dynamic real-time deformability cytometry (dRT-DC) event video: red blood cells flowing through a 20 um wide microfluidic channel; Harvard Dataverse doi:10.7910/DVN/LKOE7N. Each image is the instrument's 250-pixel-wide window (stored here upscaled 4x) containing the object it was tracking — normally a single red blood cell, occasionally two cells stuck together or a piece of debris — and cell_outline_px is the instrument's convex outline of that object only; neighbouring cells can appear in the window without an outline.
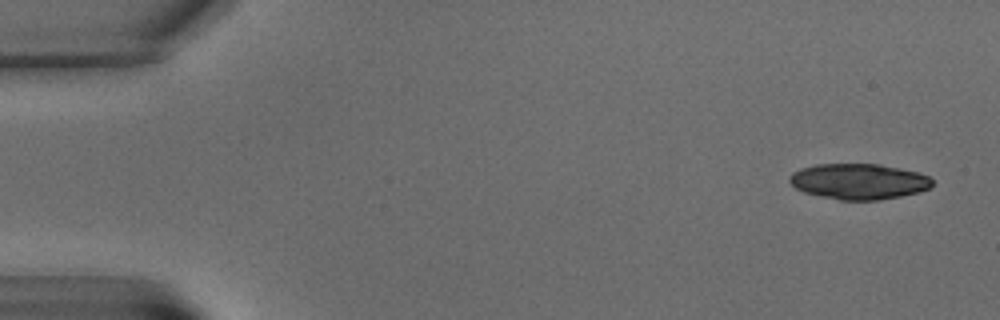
{"species": "common noctule bat (a hibernating species)", "species_latin": "Nyctalus noctula", "temperature_condition": "warm", "stored_images_in_passage": 9, "camera_frame_rate_fps": 3000, "um_per_image_px": 0.085, "animal": {"sex": "male", "body_mass_g": 15.6}, "frame": {"image": 1, "passage_image": 1, "time_ms": 0.0, "image_size_px": [1000, 320], "cell_outline_px": [[932, 188], [920, 192], [900, 196], [876, 200], [840, 200], [804, 192], [796, 188], [788, 180], [788, 176], [792, 172], [800, 168], [816, 164], [880, 164], [900, 168], [916, 172], [928, 176], [932, 180]], "centroid_in_image_um": [72.99, 15.42], "position_along_channel_um": 12.0, "area_um2": 29.71}}
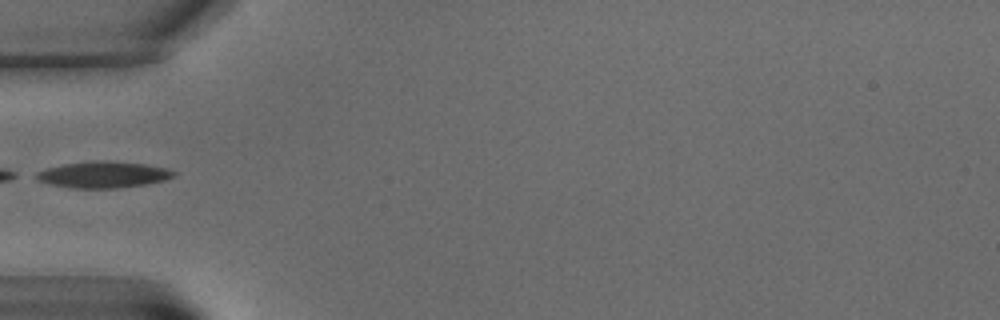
{"frame": {"image": 2, "passage_image": 6, "time_ms": 7.0, "image_size_px": [1000, 320], "cell_outline_px": [[176, 176], [164, 180], [144, 184], [116, 188], [72, 188], [52, 184], [36, 180], [28, 176], [44, 168], [64, 164], [92, 160], [108, 160], [144, 164], [164, 168], [176, 172]], "centroid_in_image_um": [8.68, 14.83], "position_along_channel_um": 76.3, "area_um2": 21.33}}
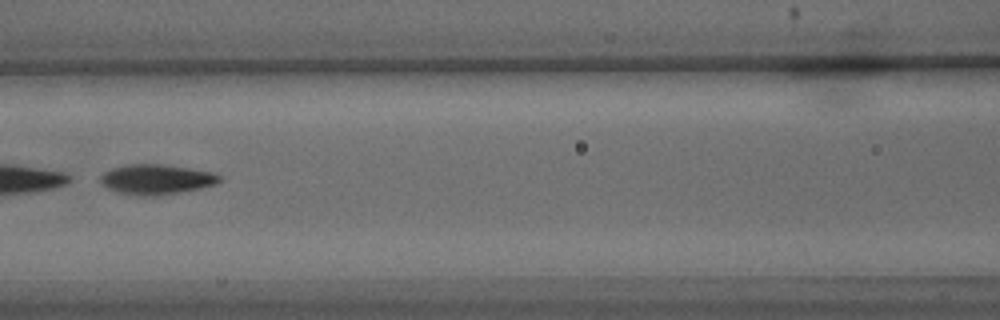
{"frame": {"image": 3, "passage_image": 8, "time_ms": 9.667, "image_size_px": [1000, 320], "cell_outline_px": [[220, 180], [216, 184], [200, 188], [152, 196], [140, 196], [116, 192], [108, 188], [100, 180], [100, 176], [104, 172], [112, 168], [128, 164], [160, 164], [188, 168], [212, 172], [220, 176]], "centroid_in_image_um": [13.26, 15.24], "position_along_channel_um": 153.3, "area_um2": 20.52}}